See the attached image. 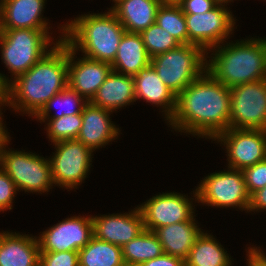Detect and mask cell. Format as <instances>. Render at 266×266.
Returning <instances> with one entry per match:
<instances>
[{
	"instance_id": "obj_25",
	"label": "cell",
	"mask_w": 266,
	"mask_h": 266,
	"mask_svg": "<svg viewBox=\"0 0 266 266\" xmlns=\"http://www.w3.org/2000/svg\"><path fill=\"white\" fill-rule=\"evenodd\" d=\"M229 254L213 235L207 232L198 236L191 248L185 266H232Z\"/></svg>"
},
{
	"instance_id": "obj_13",
	"label": "cell",
	"mask_w": 266,
	"mask_h": 266,
	"mask_svg": "<svg viewBox=\"0 0 266 266\" xmlns=\"http://www.w3.org/2000/svg\"><path fill=\"white\" fill-rule=\"evenodd\" d=\"M93 236L92 216H71L43 231L37 238L40 252H78Z\"/></svg>"
},
{
	"instance_id": "obj_35",
	"label": "cell",
	"mask_w": 266,
	"mask_h": 266,
	"mask_svg": "<svg viewBox=\"0 0 266 266\" xmlns=\"http://www.w3.org/2000/svg\"><path fill=\"white\" fill-rule=\"evenodd\" d=\"M217 4L214 0H183L179 6L184 14H201L213 9Z\"/></svg>"
},
{
	"instance_id": "obj_27",
	"label": "cell",
	"mask_w": 266,
	"mask_h": 266,
	"mask_svg": "<svg viewBox=\"0 0 266 266\" xmlns=\"http://www.w3.org/2000/svg\"><path fill=\"white\" fill-rule=\"evenodd\" d=\"M163 253L157 235L146 229L122 247L125 266H139L148 260L161 256Z\"/></svg>"
},
{
	"instance_id": "obj_21",
	"label": "cell",
	"mask_w": 266,
	"mask_h": 266,
	"mask_svg": "<svg viewBox=\"0 0 266 266\" xmlns=\"http://www.w3.org/2000/svg\"><path fill=\"white\" fill-rule=\"evenodd\" d=\"M135 101L134 78L112 70L90 103L114 112Z\"/></svg>"
},
{
	"instance_id": "obj_34",
	"label": "cell",
	"mask_w": 266,
	"mask_h": 266,
	"mask_svg": "<svg viewBox=\"0 0 266 266\" xmlns=\"http://www.w3.org/2000/svg\"><path fill=\"white\" fill-rule=\"evenodd\" d=\"M17 188L9 175L0 167V212L12 209Z\"/></svg>"
},
{
	"instance_id": "obj_1",
	"label": "cell",
	"mask_w": 266,
	"mask_h": 266,
	"mask_svg": "<svg viewBox=\"0 0 266 266\" xmlns=\"http://www.w3.org/2000/svg\"><path fill=\"white\" fill-rule=\"evenodd\" d=\"M230 104V88L205 71L177 95L167 122L178 132L214 139L229 129Z\"/></svg>"
},
{
	"instance_id": "obj_18",
	"label": "cell",
	"mask_w": 266,
	"mask_h": 266,
	"mask_svg": "<svg viewBox=\"0 0 266 266\" xmlns=\"http://www.w3.org/2000/svg\"><path fill=\"white\" fill-rule=\"evenodd\" d=\"M46 0H1L0 29H50L42 11Z\"/></svg>"
},
{
	"instance_id": "obj_39",
	"label": "cell",
	"mask_w": 266,
	"mask_h": 266,
	"mask_svg": "<svg viewBox=\"0 0 266 266\" xmlns=\"http://www.w3.org/2000/svg\"><path fill=\"white\" fill-rule=\"evenodd\" d=\"M10 80L0 73V104L8 106Z\"/></svg>"
},
{
	"instance_id": "obj_14",
	"label": "cell",
	"mask_w": 266,
	"mask_h": 266,
	"mask_svg": "<svg viewBox=\"0 0 266 266\" xmlns=\"http://www.w3.org/2000/svg\"><path fill=\"white\" fill-rule=\"evenodd\" d=\"M186 195L170 192L157 194L138 206L144 228L155 231L159 227L189 221L194 215L193 203Z\"/></svg>"
},
{
	"instance_id": "obj_4",
	"label": "cell",
	"mask_w": 266,
	"mask_h": 266,
	"mask_svg": "<svg viewBox=\"0 0 266 266\" xmlns=\"http://www.w3.org/2000/svg\"><path fill=\"white\" fill-rule=\"evenodd\" d=\"M125 31L109 9L103 14L79 15L65 24L64 41L76 52L82 51L86 58L112 63Z\"/></svg>"
},
{
	"instance_id": "obj_10",
	"label": "cell",
	"mask_w": 266,
	"mask_h": 266,
	"mask_svg": "<svg viewBox=\"0 0 266 266\" xmlns=\"http://www.w3.org/2000/svg\"><path fill=\"white\" fill-rule=\"evenodd\" d=\"M54 146L56 153L48 159L53 184L70 190L77 188L90 171L93 151L77 139L56 142Z\"/></svg>"
},
{
	"instance_id": "obj_41",
	"label": "cell",
	"mask_w": 266,
	"mask_h": 266,
	"mask_svg": "<svg viewBox=\"0 0 266 266\" xmlns=\"http://www.w3.org/2000/svg\"><path fill=\"white\" fill-rule=\"evenodd\" d=\"M162 5H174L179 6L183 0H159Z\"/></svg>"
},
{
	"instance_id": "obj_7",
	"label": "cell",
	"mask_w": 266,
	"mask_h": 266,
	"mask_svg": "<svg viewBox=\"0 0 266 266\" xmlns=\"http://www.w3.org/2000/svg\"><path fill=\"white\" fill-rule=\"evenodd\" d=\"M9 141L0 149V167L13 180L18 192H48L54 185L48 158L24 150H7Z\"/></svg>"
},
{
	"instance_id": "obj_36",
	"label": "cell",
	"mask_w": 266,
	"mask_h": 266,
	"mask_svg": "<svg viewBox=\"0 0 266 266\" xmlns=\"http://www.w3.org/2000/svg\"><path fill=\"white\" fill-rule=\"evenodd\" d=\"M139 266H185V261L181 258L163 253L161 256L148 260Z\"/></svg>"
},
{
	"instance_id": "obj_6",
	"label": "cell",
	"mask_w": 266,
	"mask_h": 266,
	"mask_svg": "<svg viewBox=\"0 0 266 266\" xmlns=\"http://www.w3.org/2000/svg\"><path fill=\"white\" fill-rule=\"evenodd\" d=\"M207 53L195 44H180L151 58V65L164 84L177 96L206 71Z\"/></svg>"
},
{
	"instance_id": "obj_33",
	"label": "cell",
	"mask_w": 266,
	"mask_h": 266,
	"mask_svg": "<svg viewBox=\"0 0 266 266\" xmlns=\"http://www.w3.org/2000/svg\"><path fill=\"white\" fill-rule=\"evenodd\" d=\"M39 266H79L78 252H40Z\"/></svg>"
},
{
	"instance_id": "obj_11",
	"label": "cell",
	"mask_w": 266,
	"mask_h": 266,
	"mask_svg": "<svg viewBox=\"0 0 266 266\" xmlns=\"http://www.w3.org/2000/svg\"><path fill=\"white\" fill-rule=\"evenodd\" d=\"M226 5L217 4L201 14H184L188 32V44H195L206 52L223 44L233 33L235 18Z\"/></svg>"
},
{
	"instance_id": "obj_23",
	"label": "cell",
	"mask_w": 266,
	"mask_h": 266,
	"mask_svg": "<svg viewBox=\"0 0 266 266\" xmlns=\"http://www.w3.org/2000/svg\"><path fill=\"white\" fill-rule=\"evenodd\" d=\"M110 10L127 32L140 33L155 23L159 0H116Z\"/></svg>"
},
{
	"instance_id": "obj_37",
	"label": "cell",
	"mask_w": 266,
	"mask_h": 266,
	"mask_svg": "<svg viewBox=\"0 0 266 266\" xmlns=\"http://www.w3.org/2000/svg\"><path fill=\"white\" fill-rule=\"evenodd\" d=\"M266 209V186L250 196L248 211H258Z\"/></svg>"
},
{
	"instance_id": "obj_42",
	"label": "cell",
	"mask_w": 266,
	"mask_h": 266,
	"mask_svg": "<svg viewBox=\"0 0 266 266\" xmlns=\"http://www.w3.org/2000/svg\"><path fill=\"white\" fill-rule=\"evenodd\" d=\"M214 1L217 2L218 4H224V5H226V3H229V2H231L233 0H214Z\"/></svg>"
},
{
	"instance_id": "obj_20",
	"label": "cell",
	"mask_w": 266,
	"mask_h": 266,
	"mask_svg": "<svg viewBox=\"0 0 266 266\" xmlns=\"http://www.w3.org/2000/svg\"><path fill=\"white\" fill-rule=\"evenodd\" d=\"M37 237L16 232L0 233V266H39Z\"/></svg>"
},
{
	"instance_id": "obj_8",
	"label": "cell",
	"mask_w": 266,
	"mask_h": 266,
	"mask_svg": "<svg viewBox=\"0 0 266 266\" xmlns=\"http://www.w3.org/2000/svg\"><path fill=\"white\" fill-rule=\"evenodd\" d=\"M195 201L215 207H238L247 210L250 195L247 191L242 170L229 168L227 171L206 176L193 192Z\"/></svg>"
},
{
	"instance_id": "obj_12",
	"label": "cell",
	"mask_w": 266,
	"mask_h": 266,
	"mask_svg": "<svg viewBox=\"0 0 266 266\" xmlns=\"http://www.w3.org/2000/svg\"><path fill=\"white\" fill-rule=\"evenodd\" d=\"M213 140L226 145L229 168L243 170L266 159V130L229 128Z\"/></svg>"
},
{
	"instance_id": "obj_9",
	"label": "cell",
	"mask_w": 266,
	"mask_h": 266,
	"mask_svg": "<svg viewBox=\"0 0 266 266\" xmlns=\"http://www.w3.org/2000/svg\"><path fill=\"white\" fill-rule=\"evenodd\" d=\"M229 128L266 130V79L230 88Z\"/></svg>"
},
{
	"instance_id": "obj_5",
	"label": "cell",
	"mask_w": 266,
	"mask_h": 266,
	"mask_svg": "<svg viewBox=\"0 0 266 266\" xmlns=\"http://www.w3.org/2000/svg\"><path fill=\"white\" fill-rule=\"evenodd\" d=\"M50 29H0L2 61L14 79L50 51Z\"/></svg>"
},
{
	"instance_id": "obj_30",
	"label": "cell",
	"mask_w": 266,
	"mask_h": 266,
	"mask_svg": "<svg viewBox=\"0 0 266 266\" xmlns=\"http://www.w3.org/2000/svg\"><path fill=\"white\" fill-rule=\"evenodd\" d=\"M36 119H38L40 123L46 122L47 136L53 144L60 141L77 139L82 125L81 114L66 115L61 118Z\"/></svg>"
},
{
	"instance_id": "obj_17",
	"label": "cell",
	"mask_w": 266,
	"mask_h": 266,
	"mask_svg": "<svg viewBox=\"0 0 266 266\" xmlns=\"http://www.w3.org/2000/svg\"><path fill=\"white\" fill-rule=\"evenodd\" d=\"M110 113L112 114V111L88 102L81 113L82 125L77 140L95 151L117 139L120 129L112 123Z\"/></svg>"
},
{
	"instance_id": "obj_24",
	"label": "cell",
	"mask_w": 266,
	"mask_h": 266,
	"mask_svg": "<svg viewBox=\"0 0 266 266\" xmlns=\"http://www.w3.org/2000/svg\"><path fill=\"white\" fill-rule=\"evenodd\" d=\"M151 64V58L139 33L125 31L122 36L112 70L134 77L138 71Z\"/></svg>"
},
{
	"instance_id": "obj_38",
	"label": "cell",
	"mask_w": 266,
	"mask_h": 266,
	"mask_svg": "<svg viewBox=\"0 0 266 266\" xmlns=\"http://www.w3.org/2000/svg\"><path fill=\"white\" fill-rule=\"evenodd\" d=\"M247 252L248 266H266V256L261 248L259 249L257 247H248Z\"/></svg>"
},
{
	"instance_id": "obj_16",
	"label": "cell",
	"mask_w": 266,
	"mask_h": 266,
	"mask_svg": "<svg viewBox=\"0 0 266 266\" xmlns=\"http://www.w3.org/2000/svg\"><path fill=\"white\" fill-rule=\"evenodd\" d=\"M92 221L96 238L121 248L145 230L138 206L129 213L92 216Z\"/></svg>"
},
{
	"instance_id": "obj_31",
	"label": "cell",
	"mask_w": 266,
	"mask_h": 266,
	"mask_svg": "<svg viewBox=\"0 0 266 266\" xmlns=\"http://www.w3.org/2000/svg\"><path fill=\"white\" fill-rule=\"evenodd\" d=\"M150 58L177 48L180 43L156 22L139 33Z\"/></svg>"
},
{
	"instance_id": "obj_15",
	"label": "cell",
	"mask_w": 266,
	"mask_h": 266,
	"mask_svg": "<svg viewBox=\"0 0 266 266\" xmlns=\"http://www.w3.org/2000/svg\"><path fill=\"white\" fill-rule=\"evenodd\" d=\"M76 51L68 45V87L90 102L112 71L111 63L86 57L75 61Z\"/></svg>"
},
{
	"instance_id": "obj_3",
	"label": "cell",
	"mask_w": 266,
	"mask_h": 266,
	"mask_svg": "<svg viewBox=\"0 0 266 266\" xmlns=\"http://www.w3.org/2000/svg\"><path fill=\"white\" fill-rule=\"evenodd\" d=\"M226 44L209 50L213 56H210L211 60H206V71L215 80L232 88L266 79V38Z\"/></svg>"
},
{
	"instance_id": "obj_2",
	"label": "cell",
	"mask_w": 266,
	"mask_h": 266,
	"mask_svg": "<svg viewBox=\"0 0 266 266\" xmlns=\"http://www.w3.org/2000/svg\"><path fill=\"white\" fill-rule=\"evenodd\" d=\"M61 38L27 72L10 79L9 107L28 116H35L56 94L68 86V44Z\"/></svg>"
},
{
	"instance_id": "obj_28",
	"label": "cell",
	"mask_w": 266,
	"mask_h": 266,
	"mask_svg": "<svg viewBox=\"0 0 266 266\" xmlns=\"http://www.w3.org/2000/svg\"><path fill=\"white\" fill-rule=\"evenodd\" d=\"M155 22L170 33L180 44H188L186 19L180 6L161 4Z\"/></svg>"
},
{
	"instance_id": "obj_19",
	"label": "cell",
	"mask_w": 266,
	"mask_h": 266,
	"mask_svg": "<svg viewBox=\"0 0 266 266\" xmlns=\"http://www.w3.org/2000/svg\"><path fill=\"white\" fill-rule=\"evenodd\" d=\"M133 78L136 100L143 99L157 107L162 106L165 120L169 121L175 111L177 96L164 84L154 67L149 64L140 69Z\"/></svg>"
},
{
	"instance_id": "obj_40",
	"label": "cell",
	"mask_w": 266,
	"mask_h": 266,
	"mask_svg": "<svg viewBox=\"0 0 266 266\" xmlns=\"http://www.w3.org/2000/svg\"><path fill=\"white\" fill-rule=\"evenodd\" d=\"M0 106H2V105L0 104ZM1 108L2 107H0V149L10 139V137L8 135L9 132H7V129L5 130L6 127L3 126V123H2L3 118L1 116V114H3V113H1Z\"/></svg>"
},
{
	"instance_id": "obj_29",
	"label": "cell",
	"mask_w": 266,
	"mask_h": 266,
	"mask_svg": "<svg viewBox=\"0 0 266 266\" xmlns=\"http://www.w3.org/2000/svg\"><path fill=\"white\" fill-rule=\"evenodd\" d=\"M66 107L63 111L50 116L51 109L54 105L59 104ZM88 102L79 95L76 91L70 89L68 86L59 94L54 95L43 108L34 116L36 118H61L66 115L81 114L84 106Z\"/></svg>"
},
{
	"instance_id": "obj_22",
	"label": "cell",
	"mask_w": 266,
	"mask_h": 266,
	"mask_svg": "<svg viewBox=\"0 0 266 266\" xmlns=\"http://www.w3.org/2000/svg\"><path fill=\"white\" fill-rule=\"evenodd\" d=\"M194 217L195 215L189 221L159 227L154 231L165 254L184 261L187 259L196 239L202 233Z\"/></svg>"
},
{
	"instance_id": "obj_32",
	"label": "cell",
	"mask_w": 266,
	"mask_h": 266,
	"mask_svg": "<svg viewBox=\"0 0 266 266\" xmlns=\"http://www.w3.org/2000/svg\"><path fill=\"white\" fill-rule=\"evenodd\" d=\"M242 172L250 196L266 186V159L244 168Z\"/></svg>"
},
{
	"instance_id": "obj_26",
	"label": "cell",
	"mask_w": 266,
	"mask_h": 266,
	"mask_svg": "<svg viewBox=\"0 0 266 266\" xmlns=\"http://www.w3.org/2000/svg\"><path fill=\"white\" fill-rule=\"evenodd\" d=\"M79 266H125L122 248L95 236L78 251Z\"/></svg>"
}]
</instances>
